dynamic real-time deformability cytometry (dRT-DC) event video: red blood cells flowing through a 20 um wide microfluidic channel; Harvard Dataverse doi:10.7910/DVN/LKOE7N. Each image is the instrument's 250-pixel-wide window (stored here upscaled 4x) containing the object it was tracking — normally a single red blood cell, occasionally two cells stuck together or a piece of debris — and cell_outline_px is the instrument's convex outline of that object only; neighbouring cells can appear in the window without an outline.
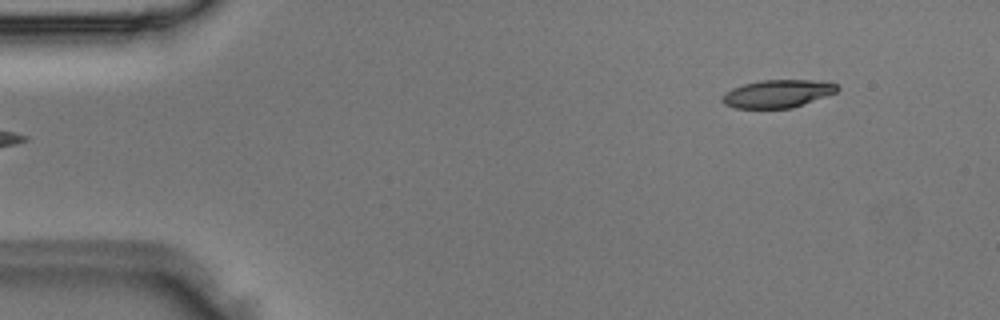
{"species": "Egyptian fruit bat (a non-hibernating species)", "species_latin": "Rousettus aegyptiacus", "temperature_condition": "room temperature", "stored_images_in_passage": 3, "camera_frame_rate_fps": 3000, "um_per_image_px": 0.085, "animal": {"sex": "male"}, "frame": {"image": 1, "passage_image": 1, "time_ms": 0.0, "image_size_px": [1000, 320], "cell_outline_px": [[840, 88], [836, 92], [792, 108], [736, 108], [724, 104], [720, 100], [720, 96], [724, 92], [732, 88], [744, 84], [760, 80], [828, 80], [836, 84]], "centroid_in_image_um": [66.08, 7.95], "position_along_channel_um": 18.9, "area_um2": 18.84}}